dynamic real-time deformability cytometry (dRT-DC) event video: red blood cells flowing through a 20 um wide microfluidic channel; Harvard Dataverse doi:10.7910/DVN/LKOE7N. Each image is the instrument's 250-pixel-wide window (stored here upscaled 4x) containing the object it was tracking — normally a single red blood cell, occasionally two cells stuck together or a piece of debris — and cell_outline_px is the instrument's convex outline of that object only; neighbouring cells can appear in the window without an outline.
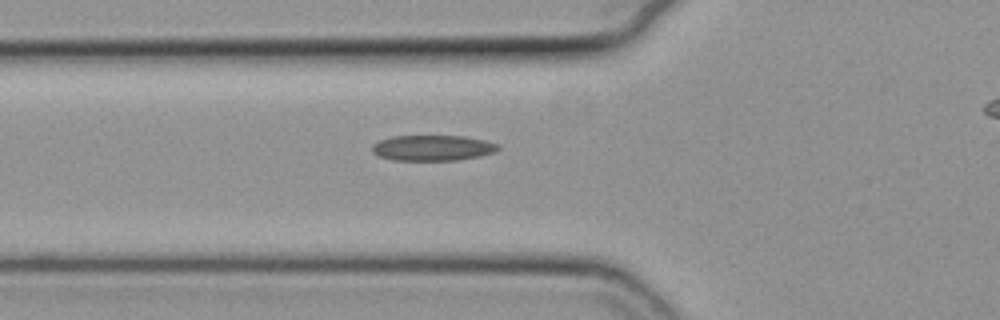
{"species": "common noctule bat (a hibernating species)", "species_latin": "Nyctalus noctula", "temperature_condition": "cold", "stored_images_in_passage": 29, "camera_frame_rate_fps": 3000, "um_per_image_px": 0.085, "animal": {"sex": "female", "body_mass_g": 19.3, "forearm_length_mm": 54.1}, "frame": {"image": 1, "passage_image": 2, "time_ms": 0.333, "image_size_px": [1000, 320], "cell_outline_px": [[500, 148], [496, 152], [480, 156], [456, 160], [392, 160], [380, 156], [372, 152], [372, 144], [380, 140], [392, 136], [464, 136], [484, 140], [500, 144]], "centroid_in_image_um": [36.8, 12.57], "position_along_channel_um": 89.0, "area_um2": 18.84}}
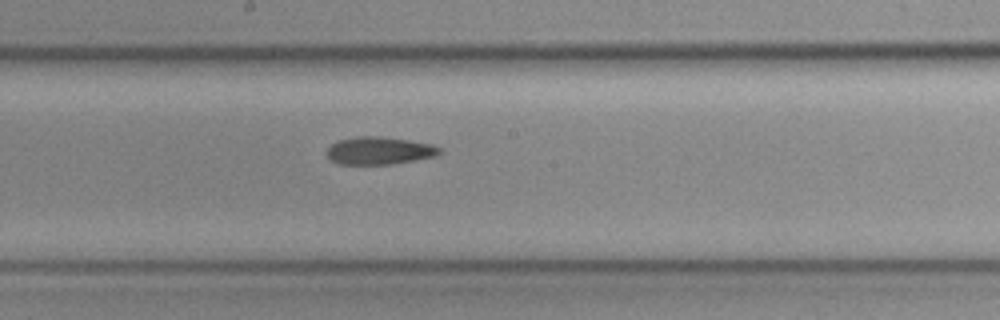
{"frame": {"image": 2, "passage_image": 12, "time_ms": 3.667, "image_size_px": [1000, 320], "cell_outline_px": [[440, 152], [436, 156], [388, 164], [340, 164], [332, 160], [328, 156], [328, 148], [336, 140], [356, 136], [380, 136], [408, 140], [432, 144], [440, 148]], "centroid_in_image_um": [32.22, 12.79], "position_along_channel_um": 216.0, "area_um2": 17.92}}
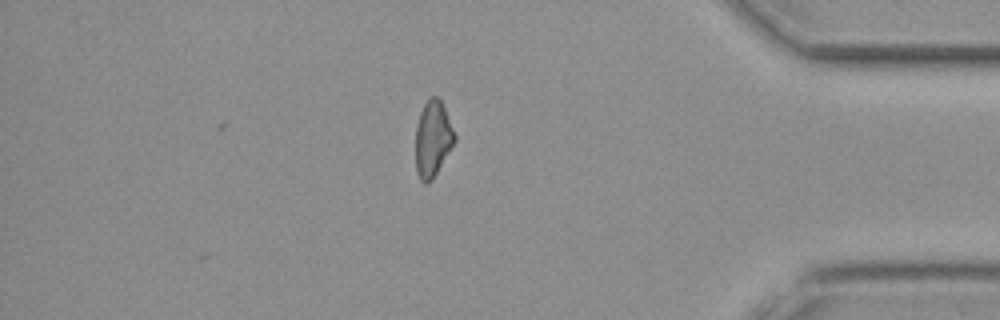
{"frame": {"image": 3, "passage_image": 29, "time_ms": 9.333, "image_size_px": [1000, 320], "cell_outline_px": [[456, 140], [432, 180], [428, 184], [424, 184], [420, 180], [416, 172], [416, 124], [420, 112], [428, 96], [436, 96], [440, 100], [444, 108], [456, 136]], "centroid_in_image_um": [36.77, 11.81], "position_along_channel_um": 398.4, "area_um2": 17.28}}